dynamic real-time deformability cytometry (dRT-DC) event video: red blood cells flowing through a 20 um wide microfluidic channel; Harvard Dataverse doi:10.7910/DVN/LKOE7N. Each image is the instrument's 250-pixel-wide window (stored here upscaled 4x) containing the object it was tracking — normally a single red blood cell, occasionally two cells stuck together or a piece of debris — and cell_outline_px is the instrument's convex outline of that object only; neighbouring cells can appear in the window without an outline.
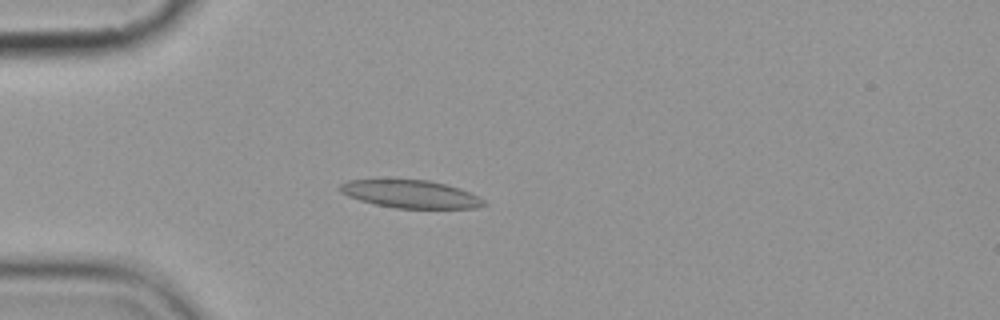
{"species": "common noctule bat (a hibernating species)", "species_latin": "Nyctalus noctula", "temperature_condition": "cold", "stored_images_in_passage": 5, "camera_frame_rate_fps": 3000, "um_per_image_px": 0.085, "animal": {"sex": "female", "body_mass_g": 19.9}, "frame": {"image": 1, "passage_image": 4, "time_ms": 3.667, "image_size_px": [1000, 320], "cell_outline_px": [[488, 204], [476, 208], [396, 208], [376, 204], [360, 200], [348, 196], [340, 192], [340, 184], [348, 180], [428, 180], [460, 188], [484, 200]], "centroid_in_image_um": [34.91, 16.5], "position_along_channel_um": 50.1, "area_um2": 23.0}}